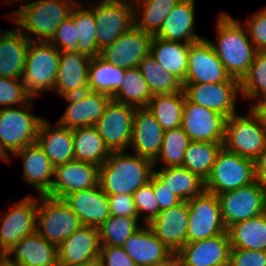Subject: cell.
Segmentation results:
<instances>
[{"mask_svg": "<svg viewBox=\"0 0 266 266\" xmlns=\"http://www.w3.org/2000/svg\"><path fill=\"white\" fill-rule=\"evenodd\" d=\"M73 0H36L22 4L11 19L29 41L49 42L76 5ZM24 29V30H23Z\"/></svg>", "mask_w": 266, "mask_h": 266, "instance_id": "cell-3", "label": "cell"}, {"mask_svg": "<svg viewBox=\"0 0 266 266\" xmlns=\"http://www.w3.org/2000/svg\"><path fill=\"white\" fill-rule=\"evenodd\" d=\"M32 98L18 107L0 109V159L9 162L12 153L37 142L38 130L43 118L33 115Z\"/></svg>", "mask_w": 266, "mask_h": 266, "instance_id": "cell-4", "label": "cell"}, {"mask_svg": "<svg viewBox=\"0 0 266 266\" xmlns=\"http://www.w3.org/2000/svg\"><path fill=\"white\" fill-rule=\"evenodd\" d=\"M222 147V143L190 141L182 166L205 182Z\"/></svg>", "mask_w": 266, "mask_h": 266, "instance_id": "cell-40", "label": "cell"}, {"mask_svg": "<svg viewBox=\"0 0 266 266\" xmlns=\"http://www.w3.org/2000/svg\"><path fill=\"white\" fill-rule=\"evenodd\" d=\"M190 142L188 135L180 127L166 130L162 141V147L154 166L158 161H163V167L182 166L185 151Z\"/></svg>", "mask_w": 266, "mask_h": 266, "instance_id": "cell-45", "label": "cell"}, {"mask_svg": "<svg viewBox=\"0 0 266 266\" xmlns=\"http://www.w3.org/2000/svg\"><path fill=\"white\" fill-rule=\"evenodd\" d=\"M122 248L137 266L154 265L172 254L144 224L125 241Z\"/></svg>", "mask_w": 266, "mask_h": 266, "instance_id": "cell-28", "label": "cell"}, {"mask_svg": "<svg viewBox=\"0 0 266 266\" xmlns=\"http://www.w3.org/2000/svg\"><path fill=\"white\" fill-rule=\"evenodd\" d=\"M217 20V41L210 43L230 76L241 81L248 73L257 50L246 27L229 13H220Z\"/></svg>", "mask_w": 266, "mask_h": 266, "instance_id": "cell-2", "label": "cell"}, {"mask_svg": "<svg viewBox=\"0 0 266 266\" xmlns=\"http://www.w3.org/2000/svg\"><path fill=\"white\" fill-rule=\"evenodd\" d=\"M190 44L169 41L153 36L150 53L167 71L176 76L182 84L186 76Z\"/></svg>", "mask_w": 266, "mask_h": 266, "instance_id": "cell-32", "label": "cell"}, {"mask_svg": "<svg viewBox=\"0 0 266 266\" xmlns=\"http://www.w3.org/2000/svg\"><path fill=\"white\" fill-rule=\"evenodd\" d=\"M250 39L257 51H266V7L257 11L245 23Z\"/></svg>", "mask_w": 266, "mask_h": 266, "instance_id": "cell-49", "label": "cell"}, {"mask_svg": "<svg viewBox=\"0 0 266 266\" xmlns=\"http://www.w3.org/2000/svg\"><path fill=\"white\" fill-rule=\"evenodd\" d=\"M148 0H136L135 2H146Z\"/></svg>", "mask_w": 266, "mask_h": 266, "instance_id": "cell-61", "label": "cell"}, {"mask_svg": "<svg viewBox=\"0 0 266 266\" xmlns=\"http://www.w3.org/2000/svg\"><path fill=\"white\" fill-rule=\"evenodd\" d=\"M184 91L153 95L147 109L154 115L164 131L181 126Z\"/></svg>", "mask_w": 266, "mask_h": 266, "instance_id": "cell-38", "label": "cell"}, {"mask_svg": "<svg viewBox=\"0 0 266 266\" xmlns=\"http://www.w3.org/2000/svg\"><path fill=\"white\" fill-rule=\"evenodd\" d=\"M254 167L257 179L266 188V147L265 149L254 159Z\"/></svg>", "mask_w": 266, "mask_h": 266, "instance_id": "cell-55", "label": "cell"}, {"mask_svg": "<svg viewBox=\"0 0 266 266\" xmlns=\"http://www.w3.org/2000/svg\"><path fill=\"white\" fill-rule=\"evenodd\" d=\"M84 266H100V263H99V261H95L93 263H90V264H87V265H84Z\"/></svg>", "mask_w": 266, "mask_h": 266, "instance_id": "cell-58", "label": "cell"}, {"mask_svg": "<svg viewBox=\"0 0 266 266\" xmlns=\"http://www.w3.org/2000/svg\"><path fill=\"white\" fill-rule=\"evenodd\" d=\"M149 182L152 184L153 191L161 211L177 206L183 202L154 173Z\"/></svg>", "mask_w": 266, "mask_h": 266, "instance_id": "cell-52", "label": "cell"}, {"mask_svg": "<svg viewBox=\"0 0 266 266\" xmlns=\"http://www.w3.org/2000/svg\"><path fill=\"white\" fill-rule=\"evenodd\" d=\"M90 60L80 53L61 52L54 92L64 98L87 91Z\"/></svg>", "mask_w": 266, "mask_h": 266, "instance_id": "cell-25", "label": "cell"}, {"mask_svg": "<svg viewBox=\"0 0 266 266\" xmlns=\"http://www.w3.org/2000/svg\"><path fill=\"white\" fill-rule=\"evenodd\" d=\"M14 256L11 259L10 256ZM5 256L20 266H57V246L36 231L19 240Z\"/></svg>", "mask_w": 266, "mask_h": 266, "instance_id": "cell-26", "label": "cell"}, {"mask_svg": "<svg viewBox=\"0 0 266 266\" xmlns=\"http://www.w3.org/2000/svg\"><path fill=\"white\" fill-rule=\"evenodd\" d=\"M183 91L189 101L217 111L227 118L237 113L236 99L240 95V81L236 78L221 83L183 84Z\"/></svg>", "mask_w": 266, "mask_h": 266, "instance_id": "cell-14", "label": "cell"}, {"mask_svg": "<svg viewBox=\"0 0 266 266\" xmlns=\"http://www.w3.org/2000/svg\"><path fill=\"white\" fill-rule=\"evenodd\" d=\"M256 180L254 160L231 153L222 147L204 186L205 191L218 195L249 185Z\"/></svg>", "mask_w": 266, "mask_h": 266, "instance_id": "cell-6", "label": "cell"}, {"mask_svg": "<svg viewBox=\"0 0 266 266\" xmlns=\"http://www.w3.org/2000/svg\"><path fill=\"white\" fill-rule=\"evenodd\" d=\"M40 202V203H39ZM82 226L63 199L38 196L36 232L57 247Z\"/></svg>", "mask_w": 266, "mask_h": 266, "instance_id": "cell-7", "label": "cell"}, {"mask_svg": "<svg viewBox=\"0 0 266 266\" xmlns=\"http://www.w3.org/2000/svg\"><path fill=\"white\" fill-rule=\"evenodd\" d=\"M217 197L227 229L236 222L266 212V188L258 179L236 190L218 194Z\"/></svg>", "mask_w": 266, "mask_h": 266, "instance_id": "cell-9", "label": "cell"}, {"mask_svg": "<svg viewBox=\"0 0 266 266\" xmlns=\"http://www.w3.org/2000/svg\"><path fill=\"white\" fill-rule=\"evenodd\" d=\"M164 130L146 108H136L133 114L130 146L133 153L155 161L160 153Z\"/></svg>", "mask_w": 266, "mask_h": 266, "instance_id": "cell-23", "label": "cell"}, {"mask_svg": "<svg viewBox=\"0 0 266 266\" xmlns=\"http://www.w3.org/2000/svg\"><path fill=\"white\" fill-rule=\"evenodd\" d=\"M123 1L134 3L136 0H123Z\"/></svg>", "mask_w": 266, "mask_h": 266, "instance_id": "cell-59", "label": "cell"}, {"mask_svg": "<svg viewBox=\"0 0 266 266\" xmlns=\"http://www.w3.org/2000/svg\"><path fill=\"white\" fill-rule=\"evenodd\" d=\"M99 167L89 162L71 160L54 167V179L49 197L63 199L75 191L91 189L98 185Z\"/></svg>", "mask_w": 266, "mask_h": 266, "instance_id": "cell-18", "label": "cell"}, {"mask_svg": "<svg viewBox=\"0 0 266 266\" xmlns=\"http://www.w3.org/2000/svg\"><path fill=\"white\" fill-rule=\"evenodd\" d=\"M58 265L84 266L99 259V230L86 225L80 226L58 247Z\"/></svg>", "mask_w": 266, "mask_h": 266, "instance_id": "cell-20", "label": "cell"}, {"mask_svg": "<svg viewBox=\"0 0 266 266\" xmlns=\"http://www.w3.org/2000/svg\"><path fill=\"white\" fill-rule=\"evenodd\" d=\"M195 0H180L164 20L156 37L183 43H193L203 37L195 33Z\"/></svg>", "mask_w": 266, "mask_h": 266, "instance_id": "cell-29", "label": "cell"}, {"mask_svg": "<svg viewBox=\"0 0 266 266\" xmlns=\"http://www.w3.org/2000/svg\"><path fill=\"white\" fill-rule=\"evenodd\" d=\"M188 222V202L183 201L161 211L148 226L172 253H177L187 243Z\"/></svg>", "mask_w": 266, "mask_h": 266, "instance_id": "cell-22", "label": "cell"}, {"mask_svg": "<svg viewBox=\"0 0 266 266\" xmlns=\"http://www.w3.org/2000/svg\"><path fill=\"white\" fill-rule=\"evenodd\" d=\"M61 52L50 42L30 41L22 80L29 96L54 91Z\"/></svg>", "mask_w": 266, "mask_h": 266, "instance_id": "cell-5", "label": "cell"}, {"mask_svg": "<svg viewBox=\"0 0 266 266\" xmlns=\"http://www.w3.org/2000/svg\"><path fill=\"white\" fill-rule=\"evenodd\" d=\"M74 159L89 162L100 167L109 157L110 151L105 146L95 126L72 129Z\"/></svg>", "mask_w": 266, "mask_h": 266, "instance_id": "cell-34", "label": "cell"}, {"mask_svg": "<svg viewBox=\"0 0 266 266\" xmlns=\"http://www.w3.org/2000/svg\"><path fill=\"white\" fill-rule=\"evenodd\" d=\"M228 231L196 242H187L178 252L181 266H229Z\"/></svg>", "mask_w": 266, "mask_h": 266, "instance_id": "cell-19", "label": "cell"}, {"mask_svg": "<svg viewBox=\"0 0 266 266\" xmlns=\"http://www.w3.org/2000/svg\"><path fill=\"white\" fill-rule=\"evenodd\" d=\"M13 1H17V0H13ZM19 1H20V2H22V1H23V2H25V3H26V2H27V1H29V0H18V4H19Z\"/></svg>", "mask_w": 266, "mask_h": 266, "instance_id": "cell-60", "label": "cell"}, {"mask_svg": "<svg viewBox=\"0 0 266 266\" xmlns=\"http://www.w3.org/2000/svg\"><path fill=\"white\" fill-rule=\"evenodd\" d=\"M154 174L182 201H188L200 195L204 190V181L183 166L162 167Z\"/></svg>", "mask_w": 266, "mask_h": 266, "instance_id": "cell-36", "label": "cell"}, {"mask_svg": "<svg viewBox=\"0 0 266 266\" xmlns=\"http://www.w3.org/2000/svg\"><path fill=\"white\" fill-rule=\"evenodd\" d=\"M29 43L17 27L0 33V77L22 79Z\"/></svg>", "mask_w": 266, "mask_h": 266, "instance_id": "cell-31", "label": "cell"}, {"mask_svg": "<svg viewBox=\"0 0 266 266\" xmlns=\"http://www.w3.org/2000/svg\"><path fill=\"white\" fill-rule=\"evenodd\" d=\"M68 106L59 118L58 124L75 129L94 126L103 115L106 104L111 99L105 94L94 91H85L82 94L64 97Z\"/></svg>", "mask_w": 266, "mask_h": 266, "instance_id": "cell-21", "label": "cell"}, {"mask_svg": "<svg viewBox=\"0 0 266 266\" xmlns=\"http://www.w3.org/2000/svg\"><path fill=\"white\" fill-rule=\"evenodd\" d=\"M232 77L216 55L210 40L202 38L190 43L188 65L183 84L227 82Z\"/></svg>", "mask_w": 266, "mask_h": 266, "instance_id": "cell-16", "label": "cell"}, {"mask_svg": "<svg viewBox=\"0 0 266 266\" xmlns=\"http://www.w3.org/2000/svg\"><path fill=\"white\" fill-rule=\"evenodd\" d=\"M153 35L133 26L119 36L112 44L100 51V57L119 68L138 67L143 58L150 53Z\"/></svg>", "mask_w": 266, "mask_h": 266, "instance_id": "cell-17", "label": "cell"}, {"mask_svg": "<svg viewBox=\"0 0 266 266\" xmlns=\"http://www.w3.org/2000/svg\"><path fill=\"white\" fill-rule=\"evenodd\" d=\"M38 198L31 195L0 214V252L5 255L19 240L36 231Z\"/></svg>", "mask_w": 266, "mask_h": 266, "instance_id": "cell-15", "label": "cell"}, {"mask_svg": "<svg viewBox=\"0 0 266 266\" xmlns=\"http://www.w3.org/2000/svg\"><path fill=\"white\" fill-rule=\"evenodd\" d=\"M135 107L110 99L94 125L110 152L127 151L132 136Z\"/></svg>", "mask_w": 266, "mask_h": 266, "instance_id": "cell-12", "label": "cell"}, {"mask_svg": "<svg viewBox=\"0 0 266 266\" xmlns=\"http://www.w3.org/2000/svg\"><path fill=\"white\" fill-rule=\"evenodd\" d=\"M227 231L231 249L266 251V212L236 222Z\"/></svg>", "mask_w": 266, "mask_h": 266, "instance_id": "cell-33", "label": "cell"}, {"mask_svg": "<svg viewBox=\"0 0 266 266\" xmlns=\"http://www.w3.org/2000/svg\"><path fill=\"white\" fill-rule=\"evenodd\" d=\"M82 2L76 3L73 7L70 17L74 20L77 28V38L79 53L95 58L100 56V51L97 48L96 42V21L92 9L82 7Z\"/></svg>", "mask_w": 266, "mask_h": 266, "instance_id": "cell-42", "label": "cell"}, {"mask_svg": "<svg viewBox=\"0 0 266 266\" xmlns=\"http://www.w3.org/2000/svg\"><path fill=\"white\" fill-rule=\"evenodd\" d=\"M189 222L187 242H196L225 233L217 195L203 191L188 200Z\"/></svg>", "mask_w": 266, "mask_h": 266, "instance_id": "cell-11", "label": "cell"}, {"mask_svg": "<svg viewBox=\"0 0 266 266\" xmlns=\"http://www.w3.org/2000/svg\"><path fill=\"white\" fill-rule=\"evenodd\" d=\"M248 110L257 118L260 126L266 133V98L254 100V103Z\"/></svg>", "mask_w": 266, "mask_h": 266, "instance_id": "cell-54", "label": "cell"}, {"mask_svg": "<svg viewBox=\"0 0 266 266\" xmlns=\"http://www.w3.org/2000/svg\"><path fill=\"white\" fill-rule=\"evenodd\" d=\"M54 127V128H53ZM51 125L46 119L40 123L37 142L51 164L56 167L74 160L73 131L58 123Z\"/></svg>", "mask_w": 266, "mask_h": 266, "instance_id": "cell-30", "label": "cell"}, {"mask_svg": "<svg viewBox=\"0 0 266 266\" xmlns=\"http://www.w3.org/2000/svg\"><path fill=\"white\" fill-rule=\"evenodd\" d=\"M138 217L110 216L99 230L100 246H117L122 247L125 241L136 231L142 224H138Z\"/></svg>", "mask_w": 266, "mask_h": 266, "instance_id": "cell-43", "label": "cell"}, {"mask_svg": "<svg viewBox=\"0 0 266 266\" xmlns=\"http://www.w3.org/2000/svg\"><path fill=\"white\" fill-rule=\"evenodd\" d=\"M78 41L76 25L69 16L57 27L49 42L60 52L79 53Z\"/></svg>", "mask_w": 266, "mask_h": 266, "instance_id": "cell-48", "label": "cell"}, {"mask_svg": "<svg viewBox=\"0 0 266 266\" xmlns=\"http://www.w3.org/2000/svg\"><path fill=\"white\" fill-rule=\"evenodd\" d=\"M126 69L110 64L100 56L91 58L88 65V90L112 98L119 90Z\"/></svg>", "mask_w": 266, "mask_h": 266, "instance_id": "cell-35", "label": "cell"}, {"mask_svg": "<svg viewBox=\"0 0 266 266\" xmlns=\"http://www.w3.org/2000/svg\"><path fill=\"white\" fill-rule=\"evenodd\" d=\"M154 167L153 161L135 153L113 151L99 167L98 184L106 195H133L150 181Z\"/></svg>", "mask_w": 266, "mask_h": 266, "instance_id": "cell-1", "label": "cell"}, {"mask_svg": "<svg viewBox=\"0 0 266 266\" xmlns=\"http://www.w3.org/2000/svg\"><path fill=\"white\" fill-rule=\"evenodd\" d=\"M63 201L78 216L82 225L99 228L111 216L108 197L99 184L67 194Z\"/></svg>", "mask_w": 266, "mask_h": 266, "instance_id": "cell-24", "label": "cell"}, {"mask_svg": "<svg viewBox=\"0 0 266 266\" xmlns=\"http://www.w3.org/2000/svg\"><path fill=\"white\" fill-rule=\"evenodd\" d=\"M30 99L22 79L0 77V109L21 106Z\"/></svg>", "mask_w": 266, "mask_h": 266, "instance_id": "cell-46", "label": "cell"}, {"mask_svg": "<svg viewBox=\"0 0 266 266\" xmlns=\"http://www.w3.org/2000/svg\"><path fill=\"white\" fill-rule=\"evenodd\" d=\"M229 266H266V251L231 249Z\"/></svg>", "mask_w": 266, "mask_h": 266, "instance_id": "cell-50", "label": "cell"}, {"mask_svg": "<svg viewBox=\"0 0 266 266\" xmlns=\"http://www.w3.org/2000/svg\"><path fill=\"white\" fill-rule=\"evenodd\" d=\"M152 96L145 78L135 67L126 69L123 82L111 99L135 108H146Z\"/></svg>", "mask_w": 266, "mask_h": 266, "instance_id": "cell-41", "label": "cell"}, {"mask_svg": "<svg viewBox=\"0 0 266 266\" xmlns=\"http://www.w3.org/2000/svg\"><path fill=\"white\" fill-rule=\"evenodd\" d=\"M112 216L138 217L133 195H107Z\"/></svg>", "mask_w": 266, "mask_h": 266, "instance_id": "cell-53", "label": "cell"}, {"mask_svg": "<svg viewBox=\"0 0 266 266\" xmlns=\"http://www.w3.org/2000/svg\"><path fill=\"white\" fill-rule=\"evenodd\" d=\"M0 266H20V265L10 261L5 255H2L0 257Z\"/></svg>", "mask_w": 266, "mask_h": 266, "instance_id": "cell-57", "label": "cell"}, {"mask_svg": "<svg viewBox=\"0 0 266 266\" xmlns=\"http://www.w3.org/2000/svg\"><path fill=\"white\" fill-rule=\"evenodd\" d=\"M100 266H137L122 247L100 246Z\"/></svg>", "mask_w": 266, "mask_h": 266, "instance_id": "cell-51", "label": "cell"}, {"mask_svg": "<svg viewBox=\"0 0 266 266\" xmlns=\"http://www.w3.org/2000/svg\"><path fill=\"white\" fill-rule=\"evenodd\" d=\"M133 200L138 218H141V213L143 215L144 222L142 224L148 225L161 212L150 182L141 186L133 193Z\"/></svg>", "mask_w": 266, "mask_h": 266, "instance_id": "cell-47", "label": "cell"}, {"mask_svg": "<svg viewBox=\"0 0 266 266\" xmlns=\"http://www.w3.org/2000/svg\"><path fill=\"white\" fill-rule=\"evenodd\" d=\"M241 98H266V51H257L248 73L240 81Z\"/></svg>", "mask_w": 266, "mask_h": 266, "instance_id": "cell-44", "label": "cell"}, {"mask_svg": "<svg viewBox=\"0 0 266 266\" xmlns=\"http://www.w3.org/2000/svg\"><path fill=\"white\" fill-rule=\"evenodd\" d=\"M227 117L185 97L181 128L190 141L224 143Z\"/></svg>", "mask_w": 266, "mask_h": 266, "instance_id": "cell-13", "label": "cell"}, {"mask_svg": "<svg viewBox=\"0 0 266 266\" xmlns=\"http://www.w3.org/2000/svg\"><path fill=\"white\" fill-rule=\"evenodd\" d=\"M149 266H181V262L177 253H172L165 260Z\"/></svg>", "mask_w": 266, "mask_h": 266, "instance_id": "cell-56", "label": "cell"}, {"mask_svg": "<svg viewBox=\"0 0 266 266\" xmlns=\"http://www.w3.org/2000/svg\"><path fill=\"white\" fill-rule=\"evenodd\" d=\"M223 147L241 157L254 160L266 147V133L257 118L234 114L227 118Z\"/></svg>", "mask_w": 266, "mask_h": 266, "instance_id": "cell-10", "label": "cell"}, {"mask_svg": "<svg viewBox=\"0 0 266 266\" xmlns=\"http://www.w3.org/2000/svg\"><path fill=\"white\" fill-rule=\"evenodd\" d=\"M90 8L95 16L96 42L99 51L134 26L133 3L123 0H101Z\"/></svg>", "mask_w": 266, "mask_h": 266, "instance_id": "cell-8", "label": "cell"}, {"mask_svg": "<svg viewBox=\"0 0 266 266\" xmlns=\"http://www.w3.org/2000/svg\"><path fill=\"white\" fill-rule=\"evenodd\" d=\"M179 1L148 0L146 2H134V26L145 33L156 35L166 17Z\"/></svg>", "mask_w": 266, "mask_h": 266, "instance_id": "cell-37", "label": "cell"}, {"mask_svg": "<svg viewBox=\"0 0 266 266\" xmlns=\"http://www.w3.org/2000/svg\"><path fill=\"white\" fill-rule=\"evenodd\" d=\"M14 156L22 157L23 179L31 184L38 192L37 196L46 195L52 186L54 166L46 156L38 142L26 145L17 151Z\"/></svg>", "mask_w": 266, "mask_h": 266, "instance_id": "cell-27", "label": "cell"}, {"mask_svg": "<svg viewBox=\"0 0 266 266\" xmlns=\"http://www.w3.org/2000/svg\"><path fill=\"white\" fill-rule=\"evenodd\" d=\"M138 68L145 78L152 95L183 91L182 82L169 71L165 70L151 53H148L143 58Z\"/></svg>", "mask_w": 266, "mask_h": 266, "instance_id": "cell-39", "label": "cell"}]
</instances>
